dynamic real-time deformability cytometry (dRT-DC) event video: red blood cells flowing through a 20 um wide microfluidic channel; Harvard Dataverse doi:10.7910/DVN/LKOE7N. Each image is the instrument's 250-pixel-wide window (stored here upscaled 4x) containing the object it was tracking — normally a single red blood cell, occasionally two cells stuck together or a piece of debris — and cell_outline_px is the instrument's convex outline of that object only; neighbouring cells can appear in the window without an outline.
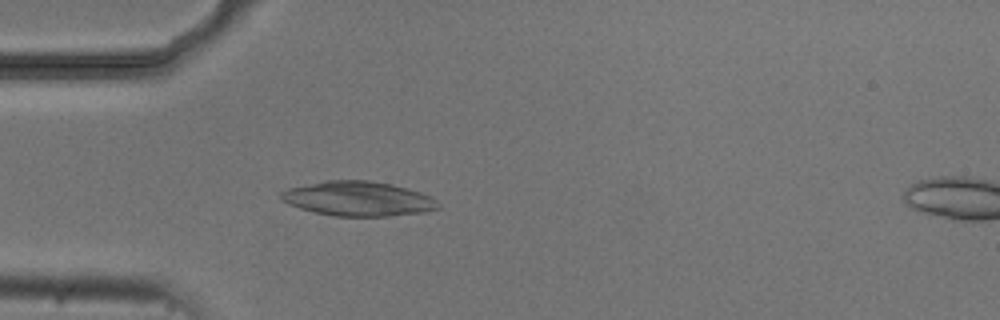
{"species": "common noctule bat (a hibernating species)", "species_latin": "Nyctalus noctula", "temperature_condition": "cold", "stored_images_in_passage": 5, "camera_frame_rate_fps": 3000, "um_per_image_px": 0.085, "animal": {"sex": "male", "body_mass_g": 20.5, "forearm_length_mm": 52.5}, "frame": {"image": 1, "passage_image": 4, "time_ms": 3.333, "image_size_px": [1000, 320], "cell_outline_px": [[440, 208], [428, 212], [388, 216], [336, 216], [316, 212], [300, 208], [288, 204], [280, 200], [280, 192], [288, 188], [324, 180], [368, 180], [392, 184], [420, 192], [436, 200], [440, 204]], "centroid_in_image_um": [30.44, 16.89], "position_along_channel_um": 54.6, "area_um2": 31.79}}